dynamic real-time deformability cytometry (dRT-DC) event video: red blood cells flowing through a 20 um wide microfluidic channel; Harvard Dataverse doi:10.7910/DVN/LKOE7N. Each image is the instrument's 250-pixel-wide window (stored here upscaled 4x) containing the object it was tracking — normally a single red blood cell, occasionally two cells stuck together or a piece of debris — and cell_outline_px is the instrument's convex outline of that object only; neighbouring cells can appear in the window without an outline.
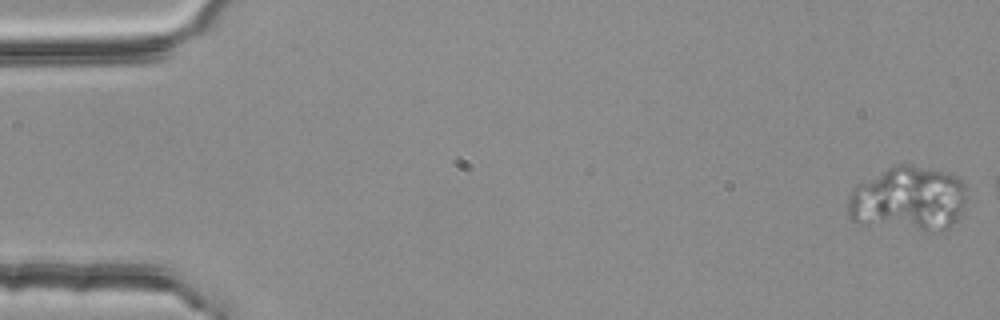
{"species": "common noctule bat (a hibernating species)", "species_latin": "Nyctalus noctula", "temperature_condition": "room temperature", "stored_images_in_passage": 4, "camera_frame_rate_fps": 3000, "um_per_image_px": 0.085, "animal": {"sex": "female", "body_mass_g": 25.1}, "frame": {"image": 1, "passage_image": 1, "time_ms": 0.0, "image_size_px": [1000, 320], "cell_outline_px": [[964, 204], [956, 220], [948, 228], [940, 232], [928, 232], [868, 224], [852, 220], [848, 216], [848, 196], [856, 184], [896, 164], [908, 164], [948, 172], [960, 180], [964, 184]], "centroid_in_image_um": [77.19, 16.92], "position_along_channel_um": 7.8, "area_um2": 44.85}}